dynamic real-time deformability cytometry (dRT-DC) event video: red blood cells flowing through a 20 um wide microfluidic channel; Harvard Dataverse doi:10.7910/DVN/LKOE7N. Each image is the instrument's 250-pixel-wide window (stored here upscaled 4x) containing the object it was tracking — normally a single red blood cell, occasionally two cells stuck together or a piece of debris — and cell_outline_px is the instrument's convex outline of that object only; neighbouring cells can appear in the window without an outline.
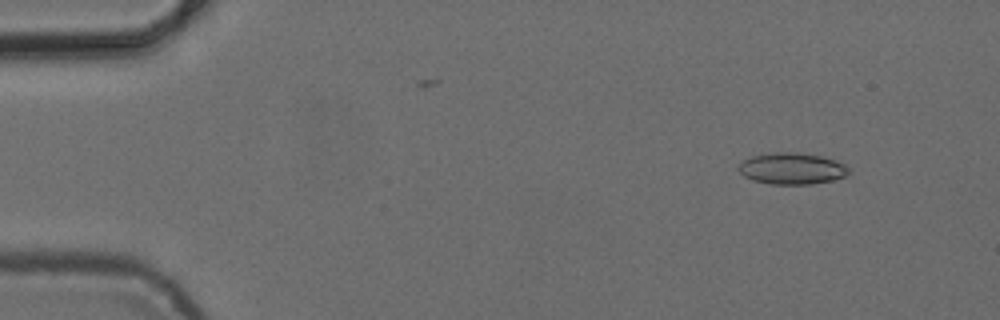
{"species": "common noctule bat (a hibernating species)", "species_latin": "Nyctalus noctula", "temperature_condition": "cold", "stored_images_in_passage": 6, "camera_frame_rate_fps": 3000, "um_per_image_px": 0.085, "animal": {"sex": "female", "body_mass_g": 24.6, "forearm_length_mm": 56.2}, "frame": {"image": 1, "passage_image": 2, "time_ms": 1.333, "image_size_px": [1000, 320], "cell_outline_px": [[848, 172], [844, 176], [832, 180], [812, 184], [772, 184], [752, 180], [744, 176], [736, 168], [744, 160], [752, 156], [768, 152], [792, 152], [820, 156], [836, 160], [844, 164], [848, 168]], "centroid_in_image_um": [67.27, 14.32], "position_along_channel_um": 17.7, "area_um2": 20.11}}